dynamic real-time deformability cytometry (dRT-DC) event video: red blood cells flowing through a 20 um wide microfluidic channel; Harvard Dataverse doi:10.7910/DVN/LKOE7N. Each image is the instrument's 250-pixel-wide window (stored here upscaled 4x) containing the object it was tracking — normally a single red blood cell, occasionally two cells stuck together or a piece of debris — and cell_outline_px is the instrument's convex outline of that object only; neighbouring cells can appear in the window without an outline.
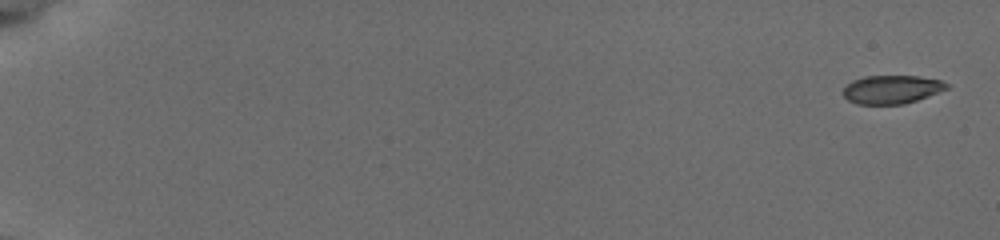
{"species": "common noctule bat (a hibernating species)", "species_latin": "Nyctalus noctula", "temperature_condition": "cold", "stored_images_in_passage": 8, "camera_frame_rate_fps": 3000, "um_per_image_px": 0.085, "animal": {"sex": "female", "body_mass_g": 19.5, "forearm_length_mm": 54.1}, "frame": {"image": 1, "passage_image": 1, "time_ms": 0.0, "image_size_px": [1000, 240], "cell_outline_px": [[948, 88], [928, 96], [904, 104], [856, 104], [848, 100], [844, 96], [844, 88], [852, 80], [864, 76], [916, 76], [940, 80], [948, 84]], "centroid_in_image_um": [75.77, 7.6], "position_along_channel_um": 9.2, "area_um2": 16.99}}